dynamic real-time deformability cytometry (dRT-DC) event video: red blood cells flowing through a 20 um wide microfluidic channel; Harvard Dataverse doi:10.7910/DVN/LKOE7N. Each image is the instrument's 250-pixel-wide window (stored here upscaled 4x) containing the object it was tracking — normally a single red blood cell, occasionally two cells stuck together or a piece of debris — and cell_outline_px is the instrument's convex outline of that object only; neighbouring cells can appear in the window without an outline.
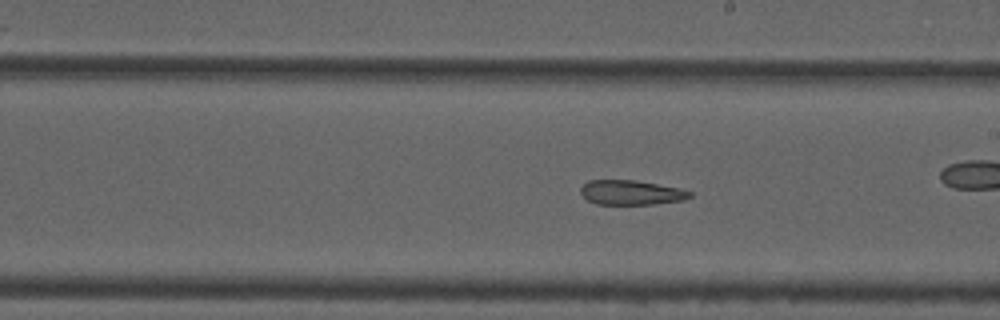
{"species": "common noctule bat (a hibernating species)", "species_latin": "Nyctalus noctula", "temperature_condition": "cold", "stored_images_in_passage": 56, "camera_frame_rate_fps": 3000, "um_per_image_px": 0.085, "animal": {"sex": "male", "forearm_length_mm": 52.5}, "frame": {"image": 1, "passage_image": 32, "time_ms": 10.333, "image_size_px": [1000, 320], "cell_outline_px": [[692, 196], [684, 200], [652, 204], [596, 204], [588, 200], [580, 192], [580, 188], [588, 180], [636, 180], [680, 188], [692, 192]], "centroid_in_image_um": [53.66, 16.36], "position_along_channel_um": 235.3, "area_um2": 15.66}}
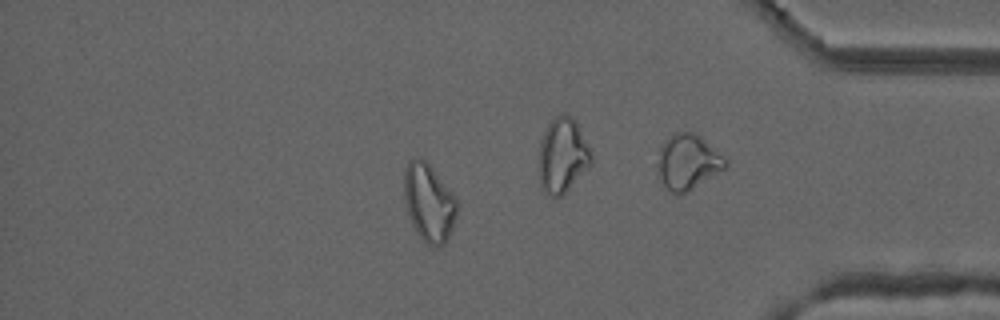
{"frame": {"image": 2, "passage_image": 48, "time_ms": 15.667, "image_size_px": [1000, 320], "cell_outline_px": [[456, 216], [452, 228], [444, 244], [436, 248], [432, 248], [416, 232], [412, 224], [404, 200], [404, 168], [408, 160], [416, 156], [420, 156], [432, 168], [456, 196]], "centroid_in_image_um": [36.44, 17.2], "position_along_channel_um": 398.8, "area_um2": 24.04}, "authors_computed_cell_mechanics": {"area_um2": 22.3397, "velocity_mm_per_s": 3.7037, "shape_relaxation_time_tau1_ms": null, "shape_relaxation_time_tau2_ms": 5.7664, "deformation_change_tau1": null, "deformation_change_tau2": 0.1503}}